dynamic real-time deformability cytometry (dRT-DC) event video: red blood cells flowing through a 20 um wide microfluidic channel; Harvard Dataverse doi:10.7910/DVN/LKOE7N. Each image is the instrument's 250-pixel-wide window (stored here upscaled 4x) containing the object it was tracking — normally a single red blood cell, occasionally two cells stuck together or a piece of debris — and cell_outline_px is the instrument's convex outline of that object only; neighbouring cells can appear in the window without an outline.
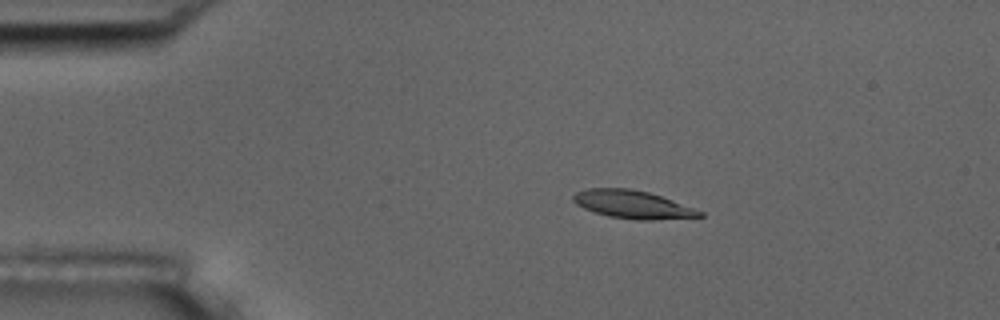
{"species": "common noctule bat (a hibernating species)", "species_latin": "Nyctalus noctula", "temperature_condition": "room temperature", "stored_images_in_passage": 8, "camera_frame_rate_fps": 3000, "um_per_image_px": 0.085, "animal": {"sex": "male", "body_mass_g": 17.5, "forearm_length_mm": 52.3}, "frame": {"image": 1, "passage_image": 3, "time_ms": 2.333, "image_size_px": [1000, 320], "cell_outline_px": [[704, 216], [652, 220], [636, 220], [608, 216], [584, 208], [576, 204], [572, 200], [572, 196], [576, 192], [588, 188], [628, 188], [648, 192], [672, 200], [704, 212]], "centroid_in_image_um": [53.75, 17.38], "position_along_channel_um": 31.2, "area_um2": 20.46}}
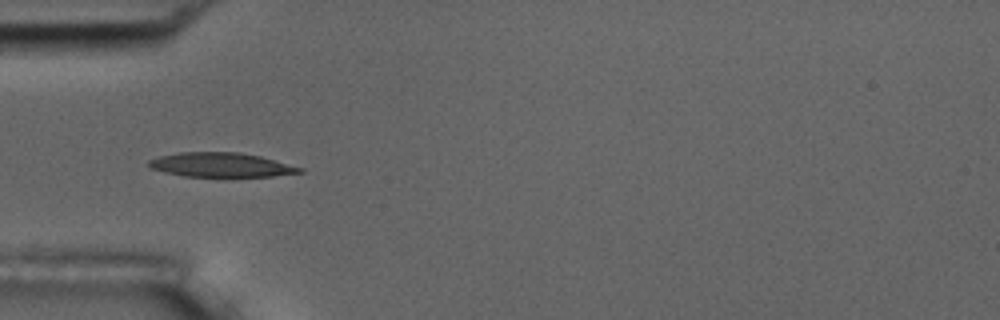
{"frame": {"image": 2, "passage_image": 5, "time_ms": 4.667, "image_size_px": [1000, 320], "cell_outline_px": [[304, 172], [272, 176], [184, 176], [164, 172], [152, 168], [148, 164], [148, 160], [160, 156], [180, 152], [240, 152], [260, 156], [304, 168]], "centroid_in_image_um": [18.8, 14.01], "position_along_channel_um": 66.2, "area_um2": 21.21}}
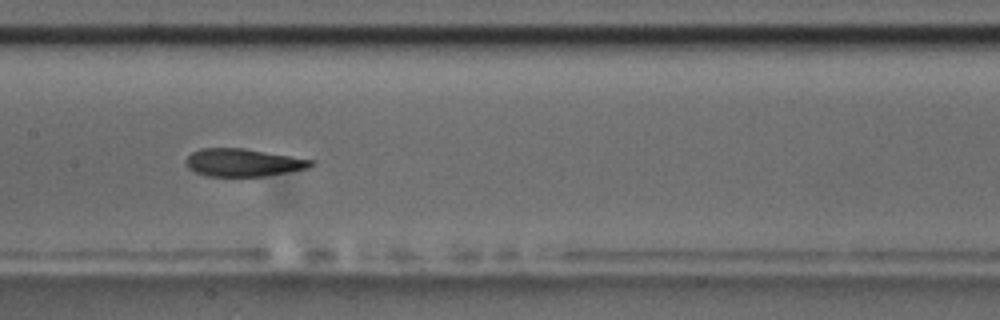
{"frame": {"image": 3, "passage_image": 8, "time_ms": 8.0, "image_size_px": [1000, 320], "cell_outline_px": [[316, 164], [308, 168], [288, 172], [264, 176], [204, 176], [188, 168], [184, 160], [192, 152], [200, 148], [244, 148], [316, 160]], "centroid_in_image_um": [20.68, 13.81], "position_along_channel_um": 186.7, "area_um2": 20.4}}